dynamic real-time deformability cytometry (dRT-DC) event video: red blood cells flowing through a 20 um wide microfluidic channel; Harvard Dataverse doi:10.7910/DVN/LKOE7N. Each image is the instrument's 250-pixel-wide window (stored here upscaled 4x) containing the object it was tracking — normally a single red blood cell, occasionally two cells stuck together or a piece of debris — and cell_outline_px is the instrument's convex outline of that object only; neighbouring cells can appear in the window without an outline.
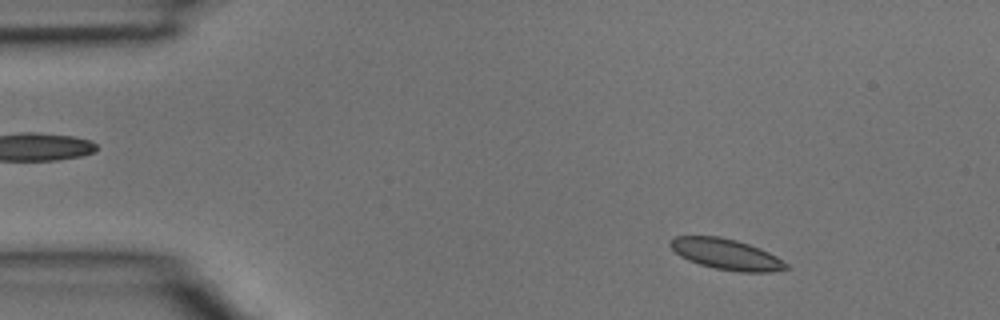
{"species": "common noctule bat (a hibernating species)", "species_latin": "Nyctalus noctula", "temperature_condition": "room temperature", "stored_images_in_passage": 4, "camera_frame_rate_fps": 3000, "um_per_image_px": 0.085, "animal": {"sex": "male", "body_mass_g": 15.6}, "frame": {"image": 1, "passage_image": 1, "time_ms": 0.0, "image_size_px": [1000, 320], "cell_outline_px": [[788, 268], [772, 272], [740, 272], [716, 268], [700, 264], [688, 260], [680, 256], [668, 244], [668, 240], [676, 236], [720, 236], [736, 240], [760, 248], [776, 256], [788, 264]], "centroid_in_image_um": [61.72, 21.6], "position_along_channel_um": 23.3, "area_um2": 20.69}}
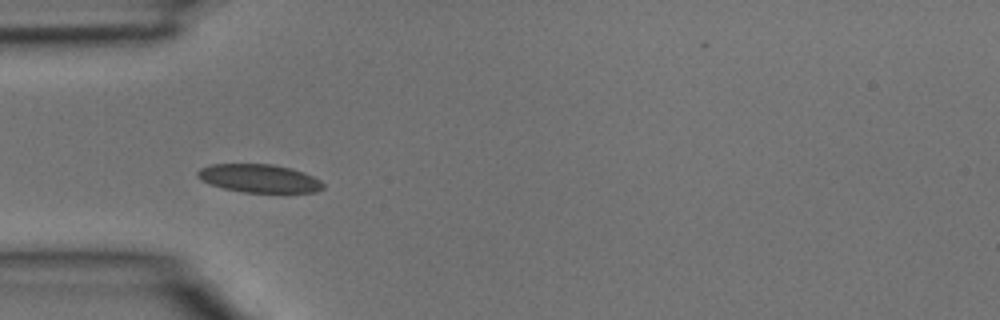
{"frame": {"image": 2, "passage_image": 3, "time_ms": 0.667, "image_size_px": [1000, 320], "cell_outline_px": [[324, 188], [316, 192], [244, 192], [224, 188], [200, 180], [196, 176], [196, 172], [200, 168], [212, 164], [272, 164], [292, 168], [304, 172], [320, 180], [324, 184]], "centroid_in_image_um": [22.03, 15.15], "position_along_channel_um": 63.0, "area_um2": 20.63}}